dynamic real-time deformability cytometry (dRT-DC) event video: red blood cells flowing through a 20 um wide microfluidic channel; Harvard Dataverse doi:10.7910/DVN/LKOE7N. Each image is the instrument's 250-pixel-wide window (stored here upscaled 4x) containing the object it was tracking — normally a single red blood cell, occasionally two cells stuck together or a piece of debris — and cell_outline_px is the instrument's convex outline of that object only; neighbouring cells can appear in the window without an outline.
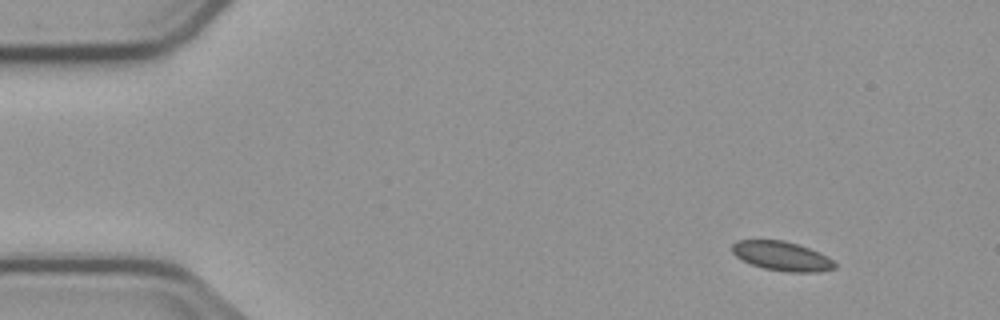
{"species": "common noctule bat (a hibernating species)", "species_latin": "Nyctalus noctula", "temperature_condition": "cold", "stored_images_in_passage": 4, "segment_of_instrument_passage": [1, 2], "camera_frame_rate_fps": 3000, "um_per_image_px": 0.085, "animal": {"sex": "male", "body_mass_g": 23.1, "forearm_length_mm": 52.7}, "frame": {"image": 1, "passage_image": 1, "time_ms": 0.0, "image_size_px": [1000, 320], "cell_outline_px": [[836, 268], [816, 272], [788, 272], [764, 268], [752, 264], [736, 256], [732, 252], [732, 244], [736, 240], [784, 240], [808, 248], [828, 256], [836, 264]], "centroid_in_image_um": [66.46, 21.76], "position_along_channel_um": 18.5, "area_um2": 17.34}}